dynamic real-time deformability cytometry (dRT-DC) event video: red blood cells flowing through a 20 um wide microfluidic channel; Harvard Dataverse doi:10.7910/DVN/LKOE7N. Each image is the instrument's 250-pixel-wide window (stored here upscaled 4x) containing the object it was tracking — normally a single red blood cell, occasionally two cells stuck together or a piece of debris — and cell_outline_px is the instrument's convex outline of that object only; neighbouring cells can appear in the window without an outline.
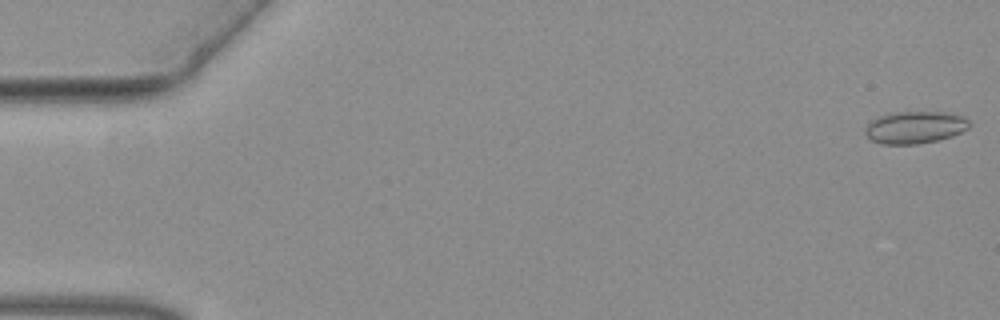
{"species": "common noctule bat (a hibernating species)", "species_latin": "Nyctalus noctula", "temperature_condition": "warm", "stored_images_in_passage": 53, "camera_frame_rate_fps": 3000, "um_per_image_px": 0.085, "animal": {"sex": "female", "body_mass_g": 19.3, "forearm_length_mm": 54.1}, "frame": {"image": 1, "passage_image": 1, "time_ms": 0.0, "image_size_px": [1000, 320], "cell_outline_px": [[972, 124], [968, 128], [952, 136], [936, 140], [916, 144], [880, 144], [872, 140], [864, 132], [868, 124], [872, 120], [888, 112], [952, 112], [964, 116]], "centroid_in_image_um": [77.8, 10.81], "position_along_channel_um": 7.2, "area_um2": 19.65}}
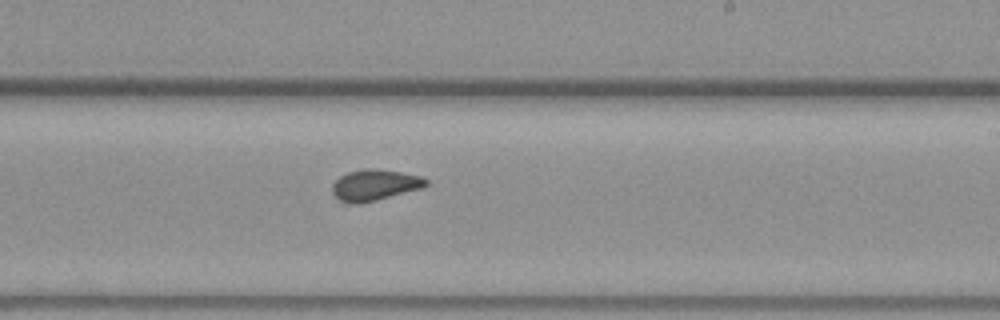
{"frame": {"image": 2, "passage_image": 32, "time_ms": 10.333, "image_size_px": [1000, 320], "cell_outline_px": [[428, 184], [424, 188], [360, 204], [348, 204], [340, 200], [332, 192], [332, 184], [340, 176], [348, 172], [364, 168], [376, 168], [400, 172], [420, 176], [428, 180]], "centroid_in_image_um": [31.85, 15.73], "position_along_channel_um": 257.1, "area_um2": 17.11}}
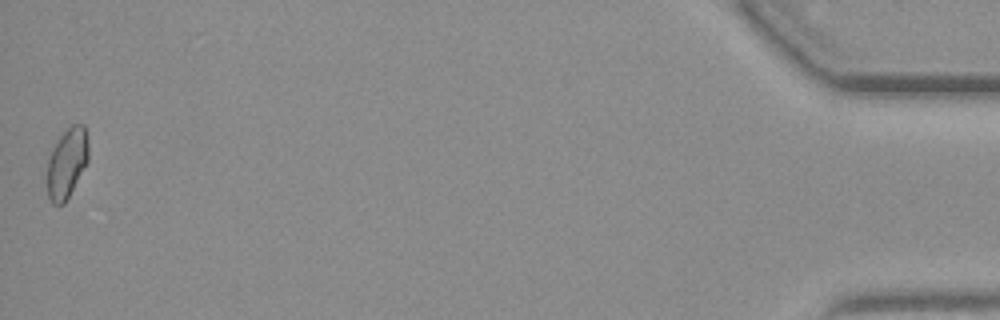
{"frame": {"image": 3, "passage_image": 53, "time_ms": 17.333, "image_size_px": [1000, 320], "cell_outline_px": [[88, 160], [64, 204], [52, 204], [48, 196], [48, 156], [56, 140], [72, 124], [84, 124], [88, 144]], "centroid_in_image_um": [5.68, 13.83], "position_along_channel_um": 429.5, "area_um2": 16.59}}